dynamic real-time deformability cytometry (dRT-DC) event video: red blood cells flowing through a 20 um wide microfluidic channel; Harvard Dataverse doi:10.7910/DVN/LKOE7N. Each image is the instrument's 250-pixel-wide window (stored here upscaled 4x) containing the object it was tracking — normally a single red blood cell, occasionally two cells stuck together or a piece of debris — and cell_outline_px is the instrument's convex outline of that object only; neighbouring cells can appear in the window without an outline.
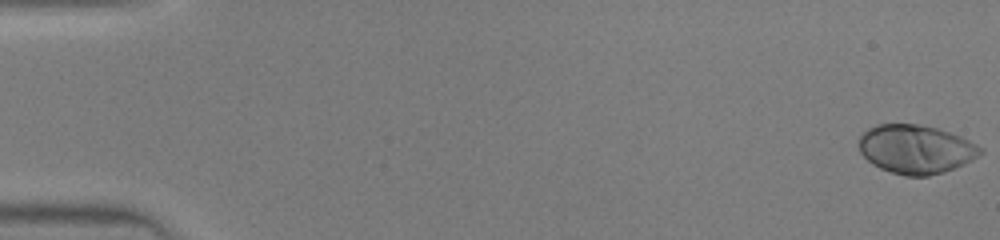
{"species": "human", "species_latin": "Homo sapiens", "temperature_condition": "warm", "stored_images_in_passage": 45, "camera_frame_rate_fps": 3000, "um_per_image_px": 0.085, "donor": {"sex": "male"}, "frame": {"image": 1, "passage_image": 1, "time_ms": 0.0, "image_size_px": [1000, 240], "cell_outline_px": [[984, 152], [972, 160], [964, 164], [944, 172], [928, 176], [904, 176], [880, 168], [872, 164], [860, 152], [860, 136], [868, 128], [876, 124], [916, 124], [936, 128], [960, 136], [984, 148]], "centroid_in_image_um": [77.86, 12.69], "position_along_channel_um": 7.1, "area_um2": 34.45}}
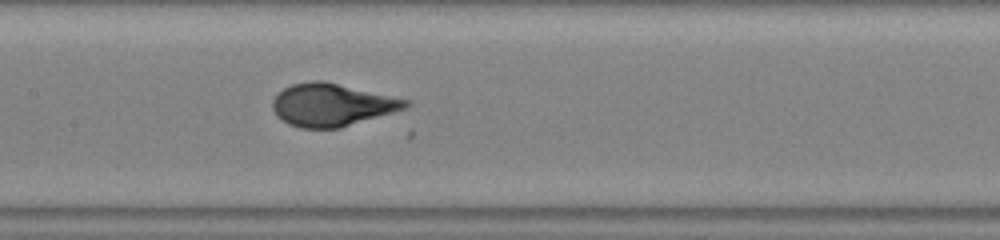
{"frame": {"image": 2, "passage_image": 23, "time_ms": 7.333, "image_size_px": [1000, 240], "cell_outline_px": [[412, 104], [408, 108], [340, 128], [300, 128], [288, 124], [276, 116], [272, 108], [272, 100], [284, 88], [292, 84], [312, 80], [324, 80], [412, 100]], "centroid_in_image_um": [28.25, 8.91], "position_along_channel_um": 179.1, "area_um2": 33.47}}
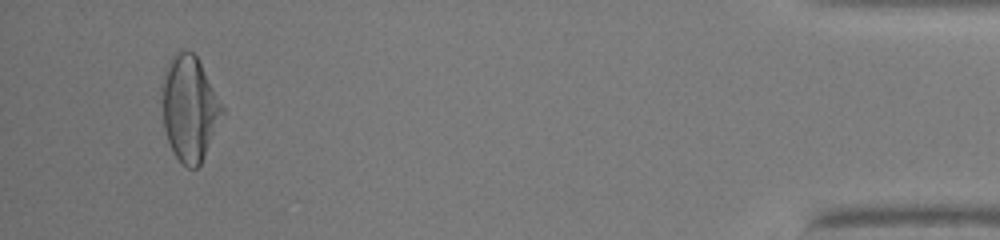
{"frame": {"image": 3, "passage_image": 43, "time_ms": 14.0, "image_size_px": [1000, 240], "cell_outline_px": [[224, 112], [200, 164], [196, 168], [188, 168], [172, 152], [164, 128], [160, 92], [160, 80], [168, 60], [176, 52], [192, 52], [196, 56], [224, 108]], "centroid_in_image_um": [16.05, 9.19], "position_along_channel_um": 419.2, "area_um2": 36.76}}